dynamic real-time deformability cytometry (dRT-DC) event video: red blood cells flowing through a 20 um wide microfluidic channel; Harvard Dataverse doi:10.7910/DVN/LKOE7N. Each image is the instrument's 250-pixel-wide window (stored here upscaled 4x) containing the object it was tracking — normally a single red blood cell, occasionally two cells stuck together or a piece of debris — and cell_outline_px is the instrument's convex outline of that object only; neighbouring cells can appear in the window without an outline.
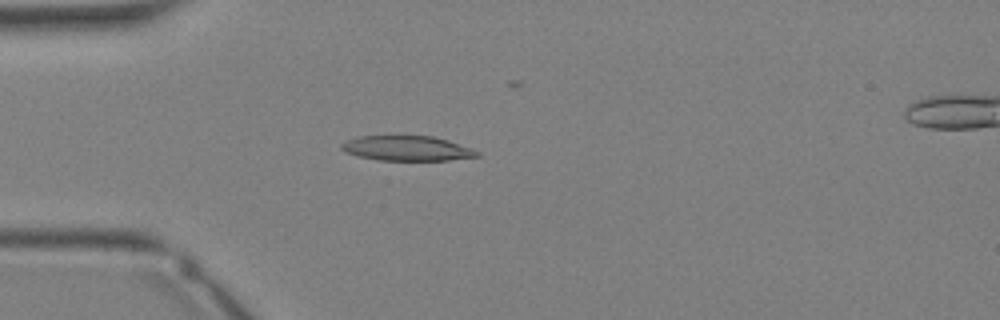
{"species": "Egyptian fruit bat (a non-hibernating species)", "species_latin": "Rousettus aegyptiacus", "temperature_condition": "warm", "stored_images_in_passage": 25, "camera_frame_rate_fps": 3000, "um_per_image_px": 0.085, "animal": {"sex": "female"}, "frame": {"image": 1, "passage_image": 1, "time_ms": 0.0, "image_size_px": [1000, 320], "cell_outline_px": [[480, 156], [448, 160], [380, 160], [356, 156], [344, 152], [340, 148], [340, 144], [356, 136], [432, 136], [448, 140], [480, 152]], "centroid_in_image_um": [34.55, 12.61], "position_along_channel_um": 50.5, "area_um2": 19.65}}
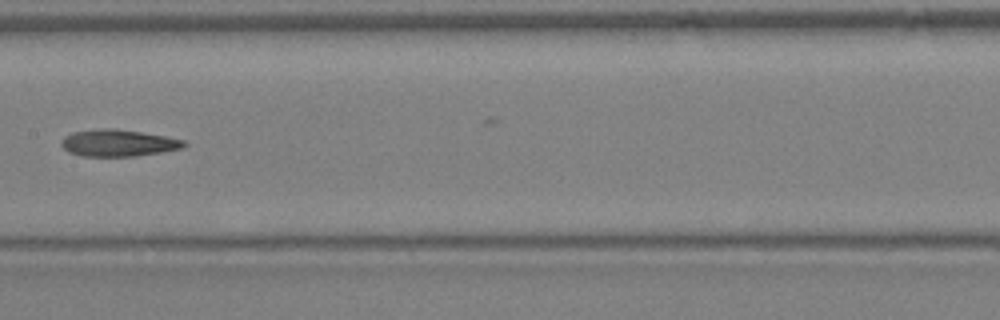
{"frame": {"image": 2, "passage_image": 9, "time_ms": 2.667, "image_size_px": [1000, 320], "cell_outline_px": [[188, 144], [184, 148], [136, 156], [84, 156], [68, 152], [60, 144], [60, 140], [64, 136], [72, 132], [100, 128], [112, 128], [140, 132], [164, 136], [184, 140]], "centroid_in_image_um": [10.03, 12.15], "position_along_channel_um": 197.4, "area_um2": 19.19}}
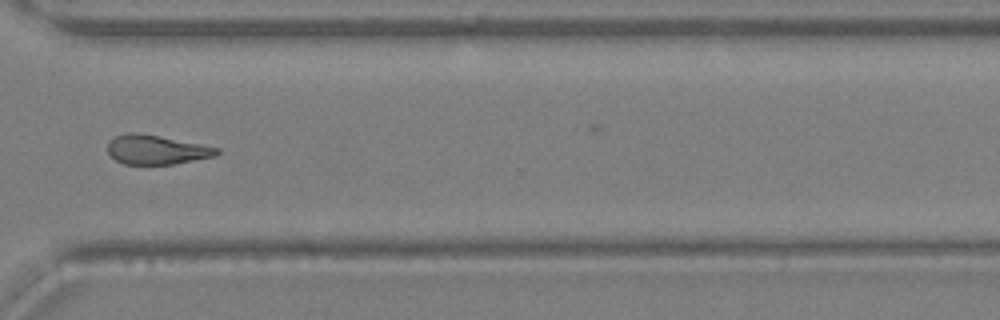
{"frame": {"image": 3, "passage_image": 17, "time_ms": 5.333, "image_size_px": [1000, 320], "cell_outline_px": [[220, 152], [216, 156], [172, 164], [124, 164], [116, 160], [108, 152], [108, 140], [116, 136], [128, 132], [136, 132], [160, 136], [220, 148]], "centroid_in_image_um": [13.29, 12.72], "position_along_channel_um": 357.3, "area_um2": 18.55}}